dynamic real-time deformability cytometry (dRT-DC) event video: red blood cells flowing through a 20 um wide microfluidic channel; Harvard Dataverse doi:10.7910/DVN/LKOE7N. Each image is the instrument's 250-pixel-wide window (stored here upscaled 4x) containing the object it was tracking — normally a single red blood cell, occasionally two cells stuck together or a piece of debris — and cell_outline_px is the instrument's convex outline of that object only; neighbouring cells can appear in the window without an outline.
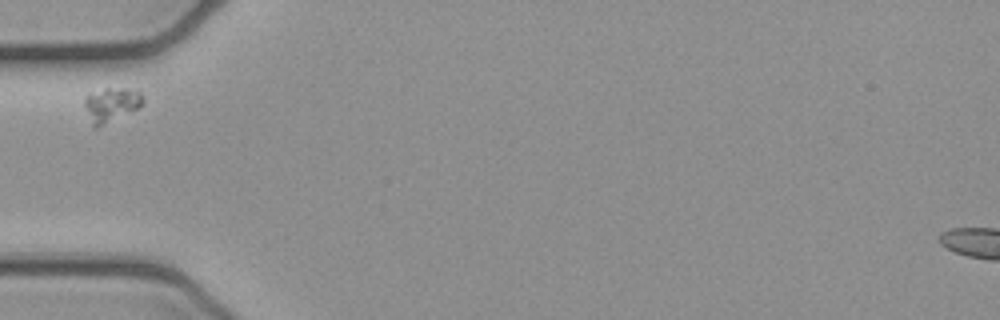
{"species": "common noctule bat (a hibernating species)", "species_latin": "Nyctalus noctula", "temperature_condition": "cold", "stored_images_in_passage": 4, "camera_frame_rate_fps": 3000, "um_per_image_px": 0.085, "animal": {"sex": "female", "body_mass_g": 21.9}, "frame": {"image": 1, "passage_image": 1, "time_ms": 0.0, "image_size_px": [1000, 320], "cell_outline_px": [[144, 100], [140, 108], [100, 128], [92, 128], [84, 104], [84, 100], [88, 92], [108, 88], [136, 88], [144, 96]], "centroid_in_image_um": [9.47, 8.91], "position_along_channel_um": 75.5, "area_um2": 12.31}}
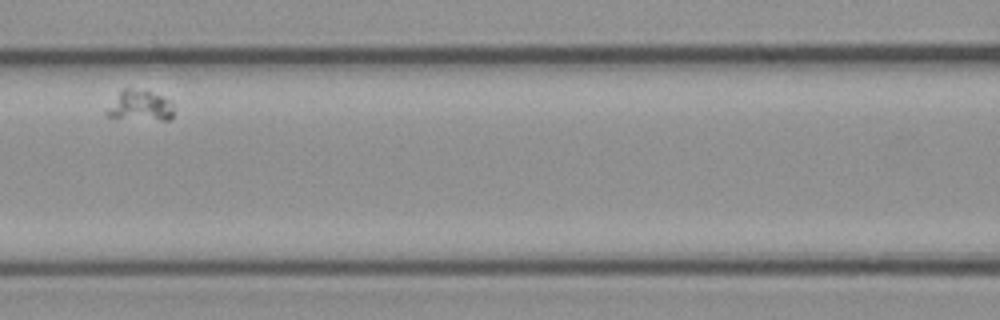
{"frame": {"image": 2, "passage_image": 3, "time_ms": 0.667, "image_size_px": [1000, 320], "cell_outline_px": [[172, 116], [168, 120], [116, 120], [108, 116], [104, 112], [120, 92], [124, 88], [128, 88], [148, 92], [164, 96], [172, 100]], "centroid_in_image_um": [11.88, 9.04], "position_along_channel_um": 154.7, "area_um2": 12.14}}
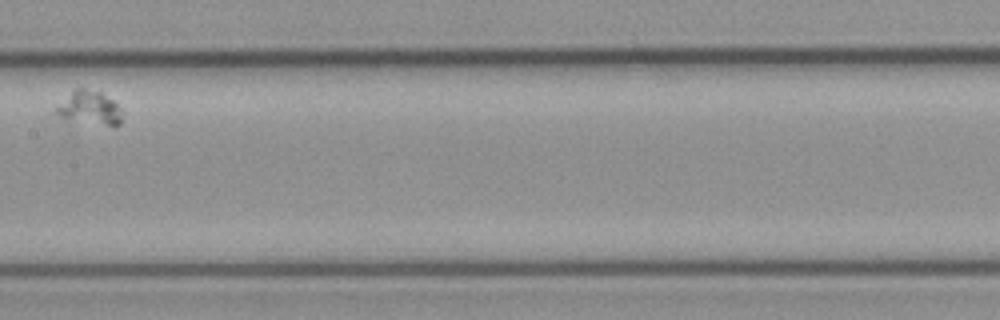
{"frame": {"image": 3, "passage_image": 4, "time_ms": 1.0, "image_size_px": [1000, 320], "cell_outline_px": [[120, 124], [108, 124], [64, 116], [56, 112], [56, 108], [76, 88], [84, 88], [100, 92], [112, 100], [120, 108]], "centroid_in_image_um": [7.66, 9.1], "position_along_channel_um": 199.7, "area_um2": 11.5}}